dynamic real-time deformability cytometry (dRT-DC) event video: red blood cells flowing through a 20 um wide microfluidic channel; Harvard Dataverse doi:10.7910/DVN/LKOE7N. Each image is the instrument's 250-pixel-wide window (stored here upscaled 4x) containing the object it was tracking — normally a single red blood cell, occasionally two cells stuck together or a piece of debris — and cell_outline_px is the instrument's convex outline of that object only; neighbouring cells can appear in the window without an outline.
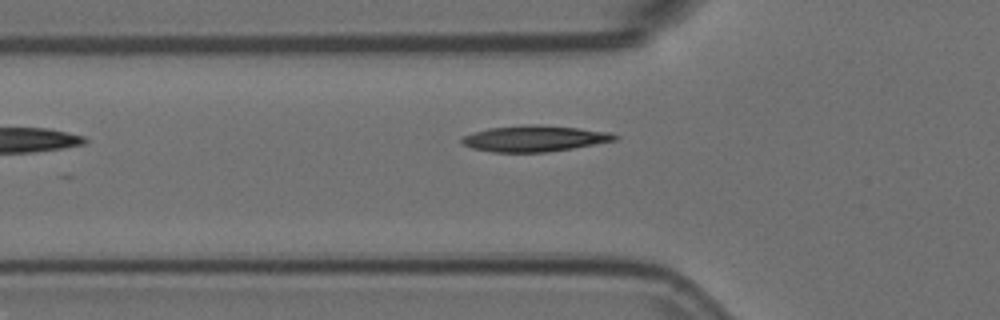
{"species": "Egyptian fruit bat (a non-hibernating species)", "species_latin": "Rousettus aegyptiacus", "temperature_condition": "room temperature", "stored_images_in_passage": 7, "segment_of_instrument_passage": [1, 2], "camera_frame_rate_fps": 3000, "um_per_image_px": 0.085, "animal": {"sex": "female"}, "frame": {"image": 1, "passage_image": 6, "time_ms": 1.667, "image_size_px": [1000, 320], "cell_outline_px": [[620, 136], [616, 140], [572, 148], [548, 152], [492, 152], [472, 148], [464, 144], [460, 140], [464, 136], [488, 128], [532, 124], [536, 124], [580, 128], [608, 132]], "centroid_in_image_um": [45.45, 11.77], "position_along_channel_um": 80.4, "area_um2": 23.0}}